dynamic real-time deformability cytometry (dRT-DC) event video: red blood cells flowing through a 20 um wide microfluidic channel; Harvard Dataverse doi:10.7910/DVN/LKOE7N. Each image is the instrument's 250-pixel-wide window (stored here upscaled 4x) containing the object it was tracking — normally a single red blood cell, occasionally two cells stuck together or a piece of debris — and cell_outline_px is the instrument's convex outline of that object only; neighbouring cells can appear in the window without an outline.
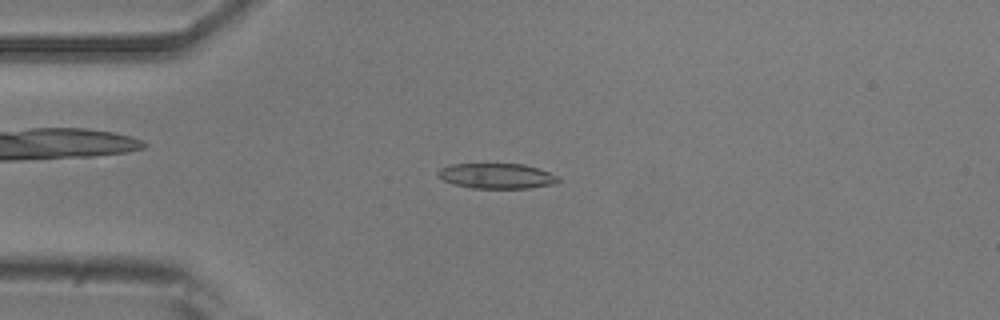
{"species": "common noctule bat (a hibernating species)", "species_latin": "Nyctalus noctula", "temperature_condition": "room temperature", "stored_images_in_passage": 49, "camera_frame_rate_fps": 3000, "um_per_image_px": 0.085, "animal": {"sex": "male", "body_mass_g": 20.5, "forearm_length_mm": 52.5}, "frame": {"image": 1, "passage_image": 9, "time_ms": 2.667, "image_size_px": [1000, 320], "cell_outline_px": [[560, 180], [556, 184], [528, 188], [472, 188], [452, 184], [436, 176], [436, 172], [440, 168], [452, 164], [524, 164], [560, 176]], "centroid_in_image_um": [42.21, 14.96], "position_along_channel_um": 42.8, "area_um2": 17.8}}
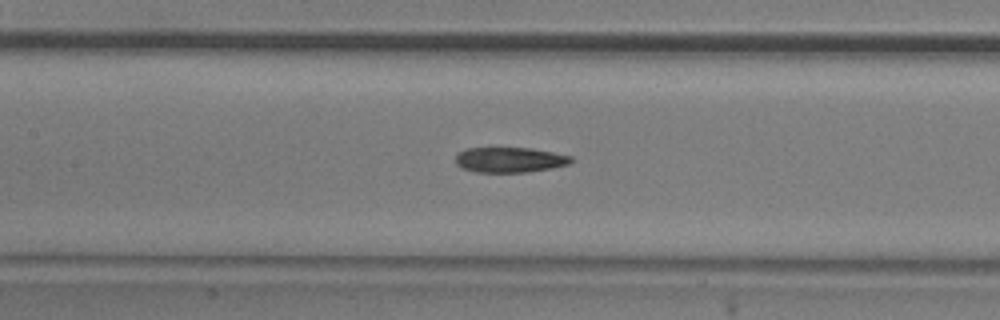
{"frame": {"image": 2, "passage_image": 20, "time_ms": 6.333, "image_size_px": [1000, 320], "cell_outline_px": [[572, 160], [568, 164], [552, 168], [528, 172], [476, 172], [460, 168], [456, 164], [456, 156], [460, 152], [468, 148], [532, 148], [572, 156]], "centroid_in_image_um": [43.32, 13.59], "position_along_channel_um": 164.1, "area_um2": 16.94}}
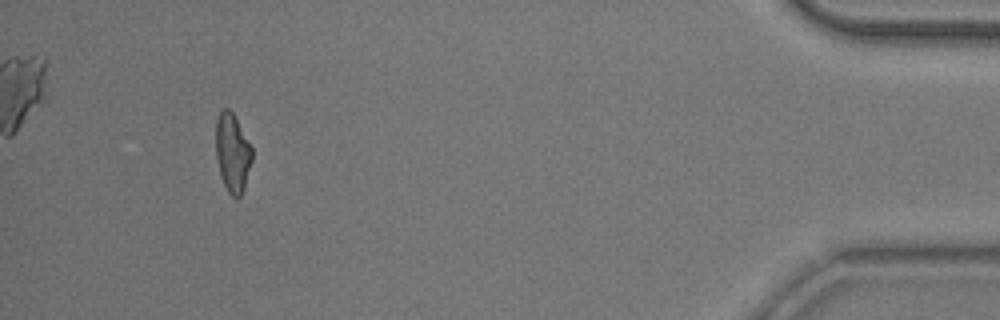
{"frame": {"image": 3, "passage_image": 45, "time_ms": 14.667, "image_size_px": [1000, 320], "cell_outline_px": [[252, 160], [244, 188], [240, 196], [232, 196], [228, 192], [220, 176], [216, 156], [216, 120], [220, 112], [224, 108], [228, 108], [232, 112], [252, 148]], "centroid_in_image_um": [19.75, 12.99], "position_along_channel_um": 415.5, "area_um2": 16.36}, "authors_computed_cell_mechanics": {"area_um2": 17.629, "velocity_mm_per_s": 3.8502, "shape_relaxation_time_tau1_ms": 8.2182, "shape_relaxation_time_tau2_ms": 4.0528, "deformation_change_tau1": 0.2084, "deformation_change_tau2": 0.1204}}